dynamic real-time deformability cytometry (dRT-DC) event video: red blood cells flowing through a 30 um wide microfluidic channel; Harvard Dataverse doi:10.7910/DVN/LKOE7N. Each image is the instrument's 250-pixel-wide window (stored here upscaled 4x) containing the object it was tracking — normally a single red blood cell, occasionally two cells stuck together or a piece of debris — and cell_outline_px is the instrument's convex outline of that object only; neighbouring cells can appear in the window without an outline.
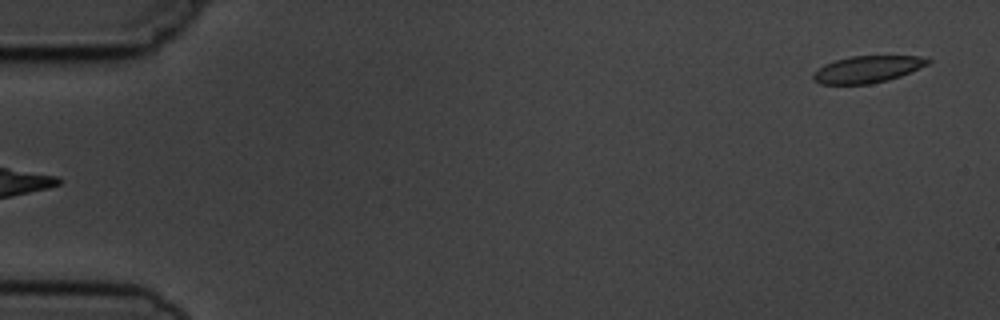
{"species": "common noctule bat (a hibernating species)", "species_latin": "Nyctalus noctula", "temperature_condition": "cold", "stored_images_in_passage": 5, "camera_frame_rate_fps": 3000, "um_per_image_px": 0.085, "animal": {"sex": "male", "body_mass_g": 19.5, "forearm_length_mm": 54.6}, "frame": {"image": 1, "passage_image": 5, "time_ms": 6.333, "image_size_px": [1000, 320], "cell_outline_px": [[932, 60], [928, 64], [900, 76], [888, 80], [872, 84], [820, 84], [812, 80], [812, 76], [824, 64], [836, 60], [852, 56], [920, 56]], "centroid_in_image_um": [73.72, 5.89], "position_along_channel_um": 11.3, "area_um2": 17.8}}